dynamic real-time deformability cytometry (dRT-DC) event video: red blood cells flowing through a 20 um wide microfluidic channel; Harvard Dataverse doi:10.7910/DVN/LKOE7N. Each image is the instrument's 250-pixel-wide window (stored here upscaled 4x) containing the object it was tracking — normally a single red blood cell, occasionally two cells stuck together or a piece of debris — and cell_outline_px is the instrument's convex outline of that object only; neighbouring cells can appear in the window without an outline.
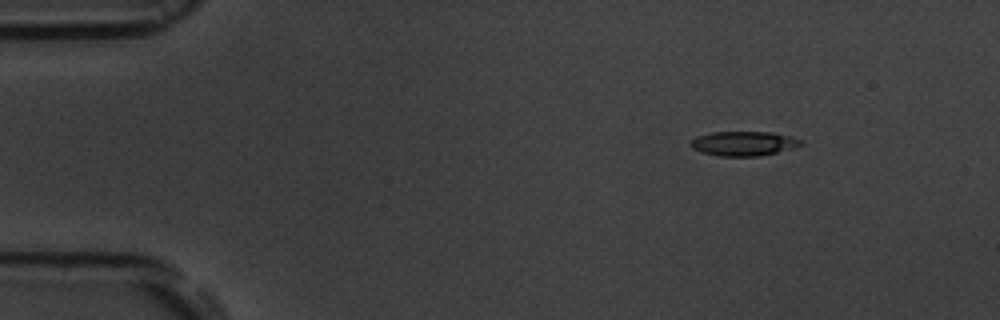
{"species": "common noctule bat (a hibernating species)", "species_latin": "Nyctalus noctula", "temperature_condition": "room temperature", "stored_images_in_passage": 3, "camera_frame_rate_fps": 3000, "um_per_image_px": 0.085, "animal": {"sex": "male", "body_mass_g": 19.5, "forearm_length_mm": 54.6}, "frame": {"image": 1, "passage_image": 1, "time_ms": 0.0, "image_size_px": [1000, 320], "cell_outline_px": [[804, 144], [776, 152], [760, 156], [720, 156], [700, 152], [692, 148], [688, 144], [692, 140], [700, 136], [712, 132], [772, 132], [804, 140]], "centroid_in_image_um": [63.2, 12.2], "position_along_channel_um": 21.8, "area_um2": 15.61}}
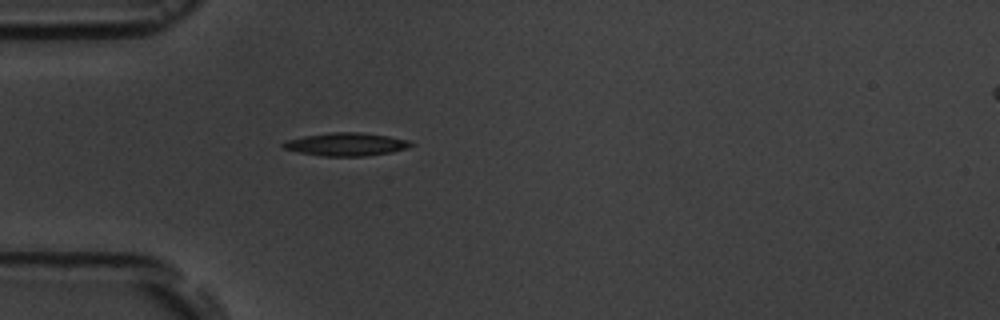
{"frame": {"image": 2, "passage_image": 3, "time_ms": 3.0, "image_size_px": [1000, 320], "cell_outline_px": [[416, 144], [408, 148], [392, 152], [364, 156], [320, 156], [296, 152], [284, 148], [280, 144], [284, 140], [304, 136], [328, 132], [360, 132], [388, 136], [412, 140]], "centroid_in_image_um": [29.43, 12.26], "position_along_channel_um": 55.6, "area_um2": 17.51}}